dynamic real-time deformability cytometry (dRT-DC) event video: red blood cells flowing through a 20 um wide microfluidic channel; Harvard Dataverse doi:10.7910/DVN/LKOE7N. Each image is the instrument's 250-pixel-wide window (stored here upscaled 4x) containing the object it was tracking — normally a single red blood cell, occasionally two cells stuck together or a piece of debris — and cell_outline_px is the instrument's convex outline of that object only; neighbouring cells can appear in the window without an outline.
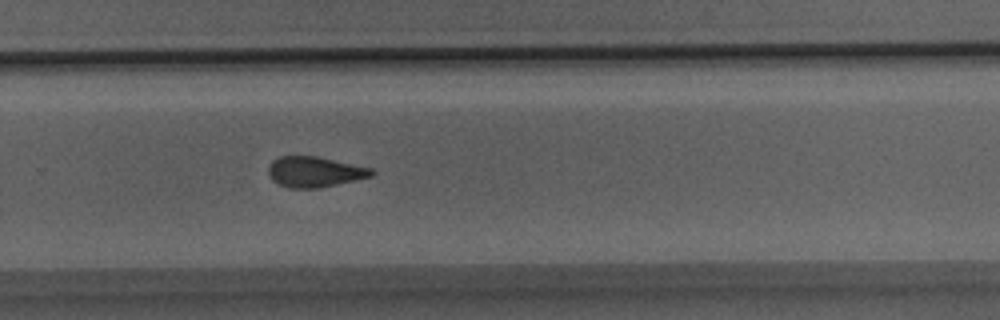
{"species": "Egyptian fruit bat (a non-hibernating species)", "species_latin": "Rousettus aegyptiacus", "temperature_condition": "room temperature", "stored_images_in_passage": 22, "camera_frame_rate_fps": 3000, "um_per_image_px": 0.085, "animal": {"sex": "male"}, "frame": {"image": 1, "passage_image": 13, "time_ms": 4.0, "image_size_px": [1000, 320], "cell_outline_px": [[376, 172], [372, 176], [356, 180], [320, 188], [288, 188], [272, 180], [268, 172], [268, 168], [272, 160], [280, 156], [316, 156], [372, 168]], "centroid_in_image_um": [26.75, 14.61], "position_along_channel_um": 303.0, "area_um2": 18.38}}
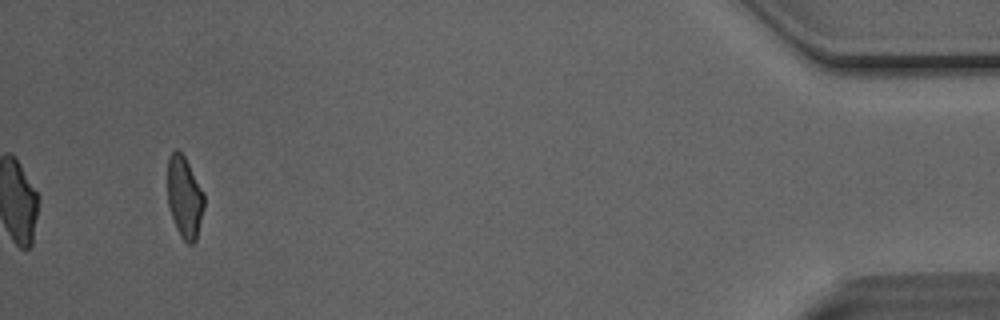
{"frame": {"image": 2, "passage_image": 22, "time_ms": 7.0, "image_size_px": [1000, 320], "cell_outline_px": [[204, 208], [196, 240], [192, 244], [188, 244], [180, 236], [176, 228], [168, 204], [168, 156], [176, 148], [184, 156], [204, 192]], "centroid_in_image_um": [15.69, 16.77], "position_along_channel_um": 419.5, "area_um2": 17.34}}